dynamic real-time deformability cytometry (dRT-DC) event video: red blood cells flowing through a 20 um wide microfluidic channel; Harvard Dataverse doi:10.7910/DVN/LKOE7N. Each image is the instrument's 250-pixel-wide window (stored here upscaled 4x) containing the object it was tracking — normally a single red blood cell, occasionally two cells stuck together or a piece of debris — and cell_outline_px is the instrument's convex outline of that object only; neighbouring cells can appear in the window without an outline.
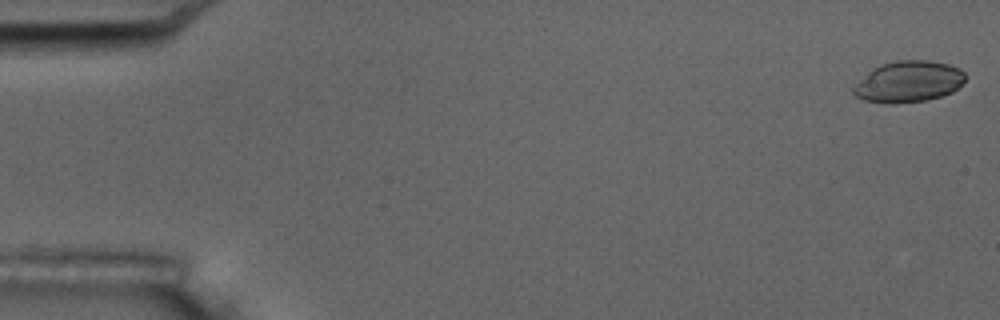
{"species": "common noctule bat (a hibernating species)", "species_latin": "Nyctalus noctula", "temperature_condition": "room temperature", "stored_images_in_passage": 5, "camera_frame_rate_fps": 3000, "um_per_image_px": 0.085, "animal": {"sex": "male", "body_mass_g": 17.5, "forearm_length_mm": 52.3}, "frame": {"image": 1, "passage_image": 1, "time_ms": 0.0, "image_size_px": [1000, 320], "cell_outline_px": [[964, 80], [952, 92], [940, 96], [924, 100], [896, 104], [884, 104], [864, 100], [856, 96], [852, 92], [852, 88], [872, 68], [880, 64], [896, 60], [928, 60], [948, 64], [960, 68], [964, 72]], "centroid_in_image_um": [77.19, 6.94], "position_along_channel_um": 7.8, "area_um2": 26.88}}
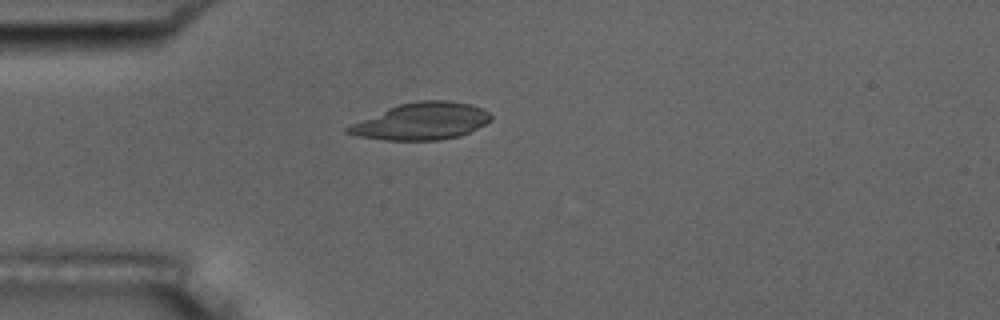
{"frame": {"image": 2, "passage_image": 5, "time_ms": 4.667, "image_size_px": [1000, 320], "cell_outline_px": [[492, 120], [460, 136], [440, 140], [384, 140], [360, 136], [344, 132], [344, 128], [348, 124], [388, 108], [400, 104], [420, 100], [448, 100], [472, 104], [484, 108], [492, 116]], "centroid_in_image_um": [35.81, 10.3], "position_along_channel_um": 49.2, "area_um2": 30.92}}